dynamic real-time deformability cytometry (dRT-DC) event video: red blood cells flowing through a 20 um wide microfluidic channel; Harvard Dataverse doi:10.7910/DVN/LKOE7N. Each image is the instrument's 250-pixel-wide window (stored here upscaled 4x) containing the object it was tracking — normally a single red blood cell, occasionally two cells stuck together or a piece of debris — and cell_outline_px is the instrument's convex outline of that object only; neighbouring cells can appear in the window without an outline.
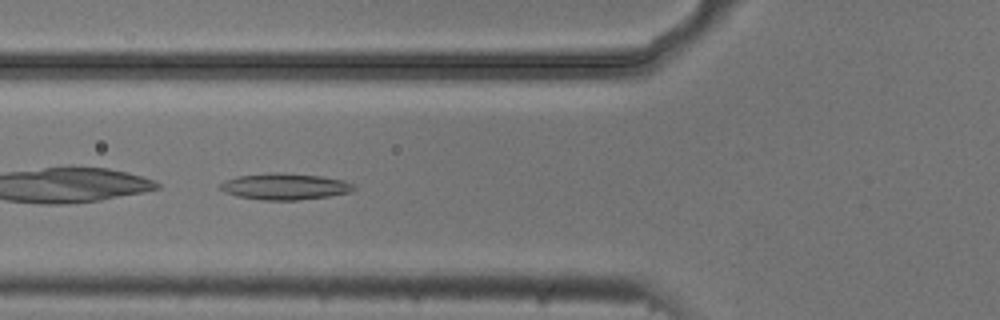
{"species": "common noctule bat (a hibernating species)", "species_latin": "Nyctalus noctula", "temperature_condition": "cold", "stored_images_in_passage": 8, "camera_frame_rate_fps": 3000, "um_per_image_px": 0.085, "animal": {"sex": "male", "body_mass_g": 20.5, "forearm_length_mm": 52.5}, "frame": {"image": 1, "passage_image": 5, "time_ms": 1.333, "image_size_px": [1000, 320], "cell_outline_px": [[356, 188], [352, 192], [328, 196], [300, 200], [260, 200], [236, 196], [224, 192], [220, 188], [220, 184], [224, 180], [236, 176], [272, 172], [280, 172], [320, 176], [344, 180], [356, 184]], "centroid_in_image_um": [24.22, 15.85], "position_along_channel_um": 101.6, "area_um2": 20.81}}
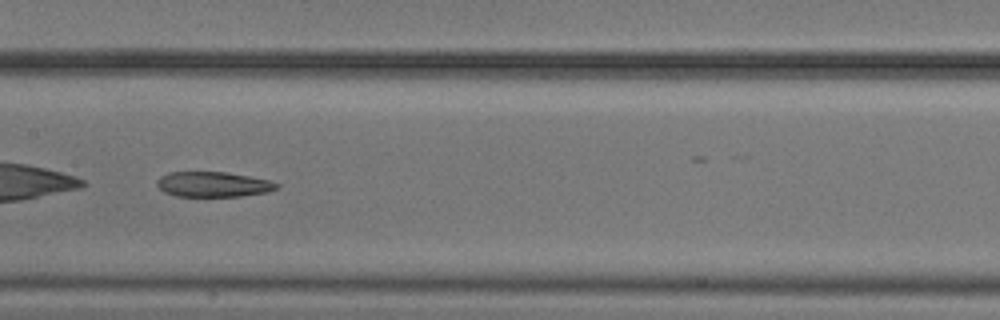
{"frame": {"image": 2, "passage_image": 7, "time_ms": 2.0, "image_size_px": [1000, 320], "cell_outline_px": [[280, 184], [276, 188], [268, 192], [240, 196], [176, 196], [164, 192], [156, 184], [156, 180], [160, 176], [168, 172], [224, 172], [248, 176], [268, 180]], "centroid_in_image_um": [18.08, 15.67], "position_along_channel_um": 189.3, "area_um2": 17.46}}
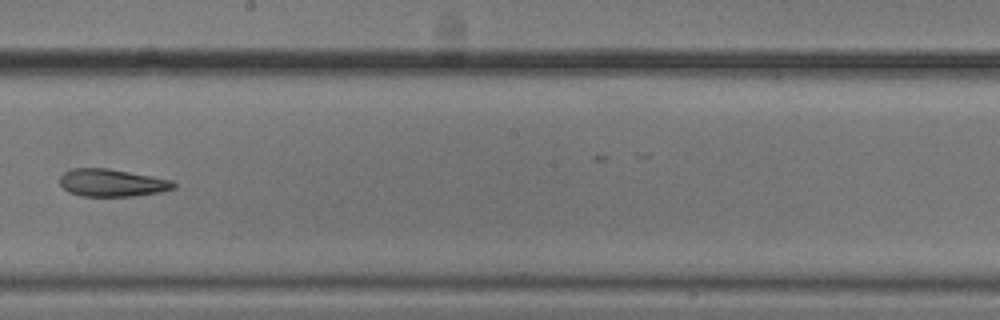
{"frame": {"image": 3, "passage_image": 8, "time_ms": 2.333, "image_size_px": [1000, 320], "cell_outline_px": [[176, 188], [160, 192], [132, 196], [80, 196], [68, 192], [60, 184], [60, 176], [64, 172], [72, 168], [108, 168], [172, 180], [176, 184]], "centroid_in_image_um": [9.5, 15.54], "position_along_channel_um": 238.7, "area_um2": 18.26}}